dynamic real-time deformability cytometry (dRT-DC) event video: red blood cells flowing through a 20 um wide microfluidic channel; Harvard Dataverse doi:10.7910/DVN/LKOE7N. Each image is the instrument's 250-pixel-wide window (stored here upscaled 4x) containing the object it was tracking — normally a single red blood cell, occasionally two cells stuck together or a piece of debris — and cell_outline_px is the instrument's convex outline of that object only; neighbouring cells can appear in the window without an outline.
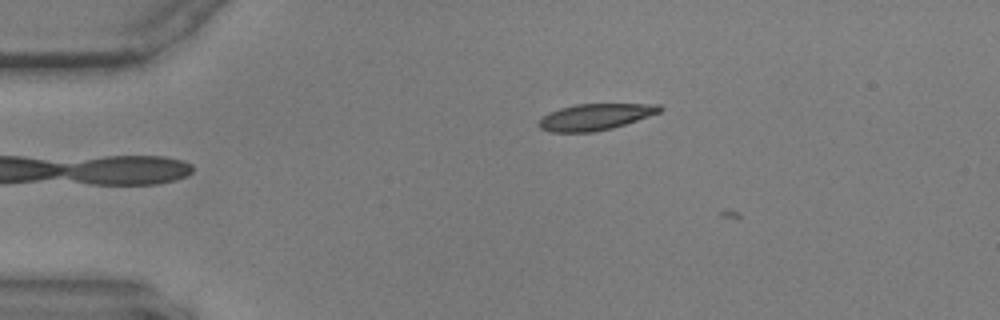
{"species": "common noctule bat (a hibernating species)", "species_latin": "Nyctalus noctula", "temperature_condition": "warm", "stored_images_in_passage": 2, "camera_frame_rate_fps": 3000, "um_per_image_px": 0.085, "animal": {"sex": "male", "body_mass_g": 17.9, "forearm_length_mm": 54.2}, "frame": {"image": 1, "passage_image": 1, "time_ms": 0.0, "image_size_px": [1000, 320], "cell_outline_px": [[664, 108], [660, 112], [612, 128], [596, 132], [548, 132], [540, 128], [536, 124], [536, 120], [548, 112], [560, 108], [576, 104], [660, 104]], "centroid_in_image_um": [50.52, 9.94], "position_along_channel_um": 34.5, "area_um2": 18.73}}